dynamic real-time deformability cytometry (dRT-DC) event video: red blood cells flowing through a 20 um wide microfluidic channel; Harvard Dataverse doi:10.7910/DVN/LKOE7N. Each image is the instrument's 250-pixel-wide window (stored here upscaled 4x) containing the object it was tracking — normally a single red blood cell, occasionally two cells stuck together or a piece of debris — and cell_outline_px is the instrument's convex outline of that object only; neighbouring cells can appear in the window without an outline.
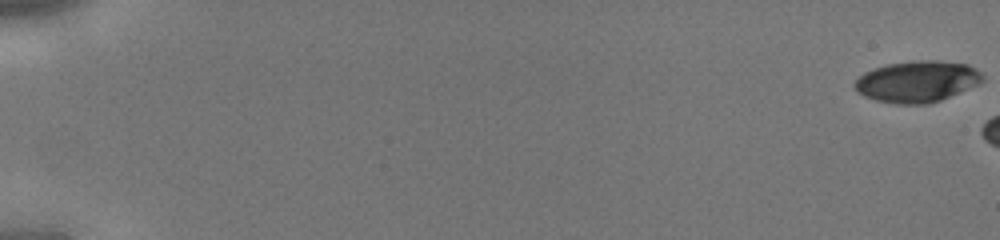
{"species": "human", "species_latin": "Homo sapiens", "temperature_condition": "cold", "stored_images_in_passage": 7, "camera_frame_rate_fps": 3000, "um_per_image_px": 0.085, "donor": {"sex": "male"}, "frame": {"image": 1, "passage_image": 1, "time_ms": 0.0, "image_size_px": [1000, 240], "cell_outline_px": [[984, 80], [968, 88], [940, 100], [928, 104], [896, 104], [876, 100], [864, 96], [852, 84], [864, 72], [888, 64], [920, 60], [932, 60], [968, 64], [980, 72], [984, 76]], "centroid_in_image_um": [77.95, 6.93], "position_along_channel_um": 7.0, "area_um2": 30.4}}